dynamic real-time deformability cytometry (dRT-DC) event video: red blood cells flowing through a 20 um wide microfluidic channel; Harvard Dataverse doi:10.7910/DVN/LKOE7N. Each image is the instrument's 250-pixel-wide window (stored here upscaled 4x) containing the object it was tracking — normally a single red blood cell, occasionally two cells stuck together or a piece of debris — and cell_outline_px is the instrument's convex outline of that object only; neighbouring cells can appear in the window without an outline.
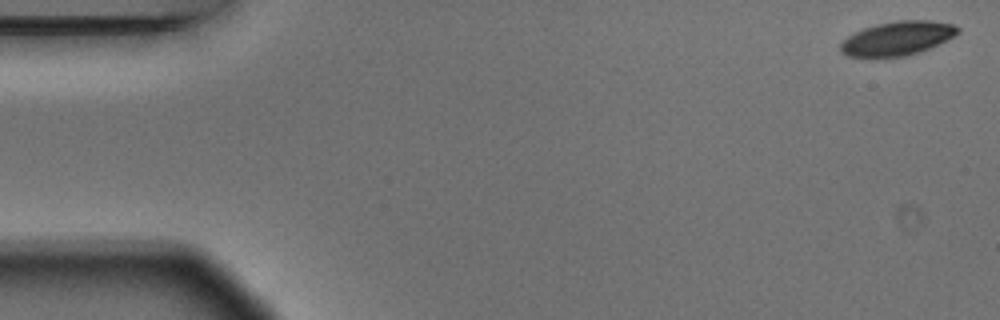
{"species": "Egyptian fruit bat (a non-hibernating species)", "species_latin": "Rousettus aegyptiacus", "temperature_condition": "warm", "stored_images_in_passage": 9, "camera_frame_rate_fps": 3000, "um_per_image_px": 0.085, "animal": {"sex": "male"}, "frame": {"image": 1, "passage_image": 1, "time_ms": 0.0, "image_size_px": [1000, 320], "cell_outline_px": [[960, 32], [956, 36], [920, 52], [904, 56], [848, 56], [840, 52], [840, 44], [848, 36], [864, 28], [876, 24], [896, 20], [928, 20], [952, 24], [960, 28]], "centroid_in_image_um": [76.31, 3.24], "position_along_channel_um": 8.7, "area_um2": 23.06}}
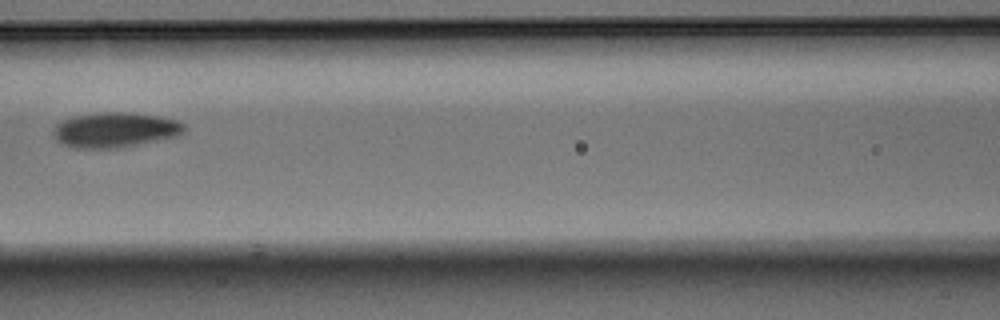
{"frame": {"image": 2, "passage_image": 6, "time_ms": 1.667, "image_size_px": [1000, 320], "cell_outline_px": [[184, 132], [176, 136], [116, 148], [76, 148], [60, 144], [52, 136], [52, 132], [56, 124], [72, 116], [100, 112], [124, 112], [160, 116], [176, 120], [184, 124]], "centroid_in_image_um": [9.71, 11.03], "position_along_channel_um": 156.9, "area_um2": 26.65}}
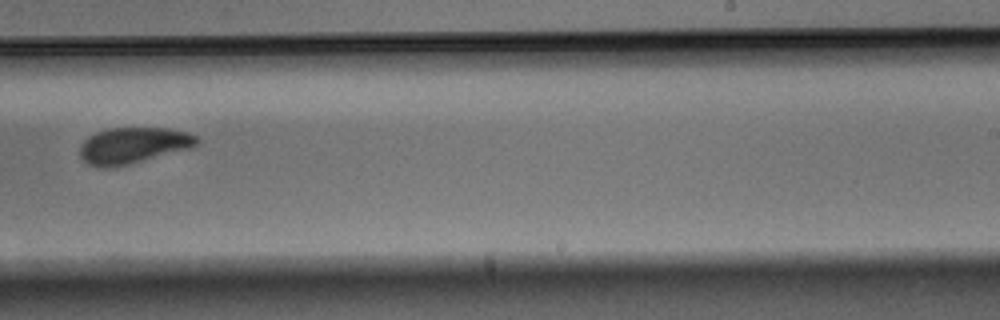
{"frame": {"image": 3, "passage_image": 9, "time_ms": 2.667, "image_size_px": [1000, 320], "cell_outline_px": [[200, 144], [192, 148], [112, 168], [100, 168], [88, 164], [80, 156], [80, 144], [88, 136], [96, 132], [108, 128], [168, 128], [188, 132], [196, 136], [200, 140]], "centroid_in_image_um": [11.33, 12.36], "position_along_channel_um": 277.7, "area_um2": 24.85}}